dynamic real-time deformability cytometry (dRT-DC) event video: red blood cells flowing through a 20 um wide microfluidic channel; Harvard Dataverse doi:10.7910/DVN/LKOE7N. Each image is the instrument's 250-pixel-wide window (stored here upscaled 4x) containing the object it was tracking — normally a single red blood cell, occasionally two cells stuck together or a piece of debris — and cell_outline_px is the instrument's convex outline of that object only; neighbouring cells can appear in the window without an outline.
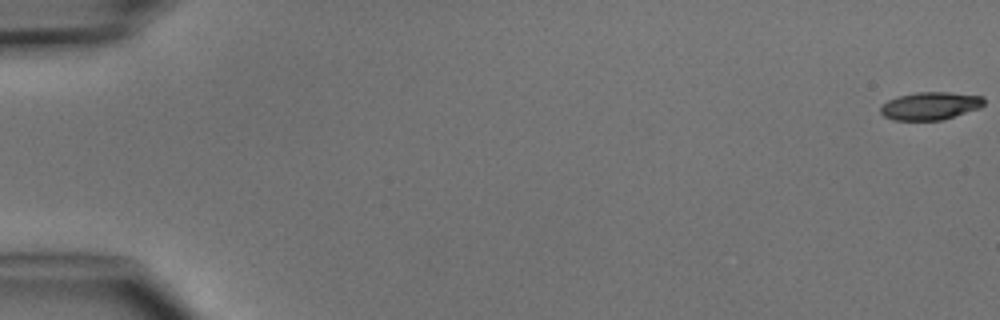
{"species": "common noctule bat (a hibernating species)", "species_latin": "Nyctalus noctula", "temperature_condition": "cold", "stored_images_in_passage": 5, "camera_frame_rate_fps": 3000, "um_per_image_px": 0.085, "animal": {"sex": "male", "body_mass_g": 15.6}, "frame": {"image": 1, "passage_image": 1, "time_ms": 0.0, "image_size_px": [1000, 320], "cell_outline_px": [[984, 104], [980, 108], [940, 120], [892, 120], [884, 116], [880, 112], [880, 108], [888, 100], [896, 96], [916, 92], [948, 92], [984, 96]], "centroid_in_image_um": [79.06, 8.99], "position_along_channel_um": 5.9, "area_um2": 16.76}}
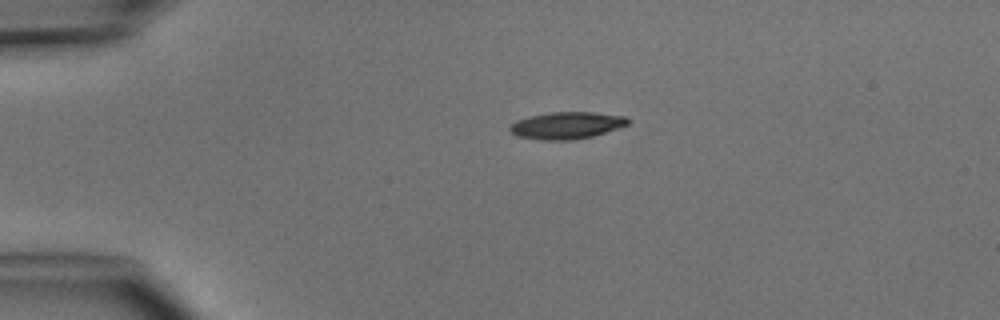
{"frame": {"image": 2, "passage_image": 4, "time_ms": 3.667, "image_size_px": [1000, 320], "cell_outline_px": [[628, 124], [592, 136], [572, 140], [544, 140], [516, 136], [508, 128], [516, 120], [532, 116], [552, 112], [592, 112], [624, 116], [628, 120]], "centroid_in_image_um": [48.13, 10.66], "position_along_channel_um": 36.9, "area_um2": 18.21}}